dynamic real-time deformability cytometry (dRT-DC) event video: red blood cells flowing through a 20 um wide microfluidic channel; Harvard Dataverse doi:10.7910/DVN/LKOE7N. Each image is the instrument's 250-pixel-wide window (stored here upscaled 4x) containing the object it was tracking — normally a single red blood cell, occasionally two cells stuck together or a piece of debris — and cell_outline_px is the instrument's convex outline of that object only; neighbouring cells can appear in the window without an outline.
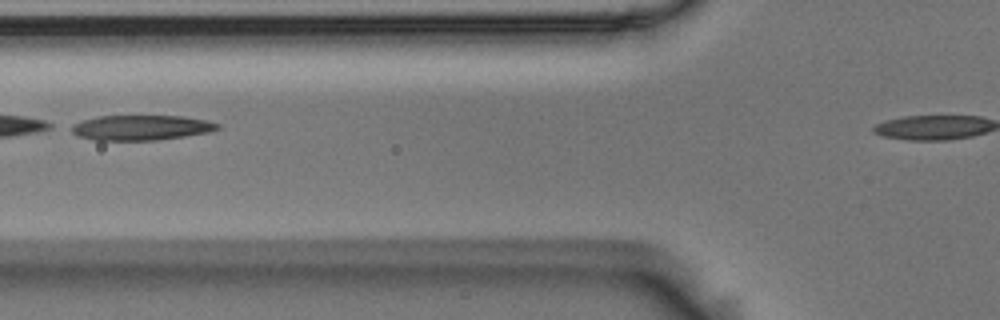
{"species": "Egyptian fruit bat (a non-hibernating species)", "species_latin": "Rousettus aegyptiacus", "temperature_condition": "room temperature", "stored_images_in_passage": 3, "camera_frame_rate_fps": 3000, "um_per_image_px": 0.085, "animal": {"sex": "male"}, "frame": {"image": 1, "passage_image": 3, "time_ms": 0.667, "image_size_px": [1000, 320], "cell_outline_px": [[220, 128], [208, 132], [184, 136], [156, 140], [96, 140], [76, 136], [64, 128], [72, 124], [96, 116], [184, 116], [208, 120], [220, 124]], "centroid_in_image_um": [11.92, 10.84], "position_along_channel_um": 113.9, "area_um2": 21.62}}